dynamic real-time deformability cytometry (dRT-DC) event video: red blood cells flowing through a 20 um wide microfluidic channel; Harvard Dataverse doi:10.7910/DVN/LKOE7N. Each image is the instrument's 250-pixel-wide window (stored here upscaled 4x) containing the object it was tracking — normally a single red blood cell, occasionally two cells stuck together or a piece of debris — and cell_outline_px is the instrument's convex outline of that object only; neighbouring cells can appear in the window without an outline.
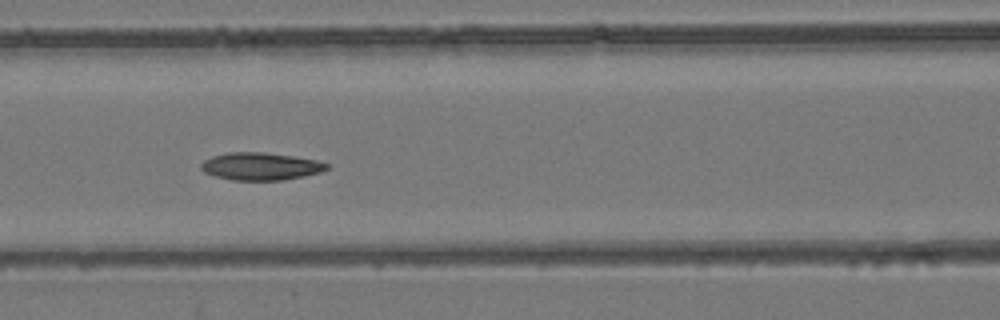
{"species": "common noctule bat (a hibernating species)", "species_latin": "Nyctalus noctula", "temperature_condition": "room temperature", "stored_images_in_passage": 9, "camera_frame_rate_fps": 3000, "um_per_image_px": 0.085, "animal": {"sex": "female", "body_mass_g": 24.6, "forearm_length_mm": 56.2}, "frame": {"image": 1, "passage_image": 7, "time_ms": 7.667, "image_size_px": [1000, 320], "cell_outline_px": [[328, 168], [320, 172], [304, 176], [284, 180], [232, 180], [216, 176], [204, 172], [200, 168], [200, 164], [204, 160], [212, 156], [228, 152], [264, 152], [292, 156], [316, 160], [328, 164]], "centroid_in_image_um": [22.12, 14.14], "position_along_channel_um": 144.5, "area_um2": 20.11}}
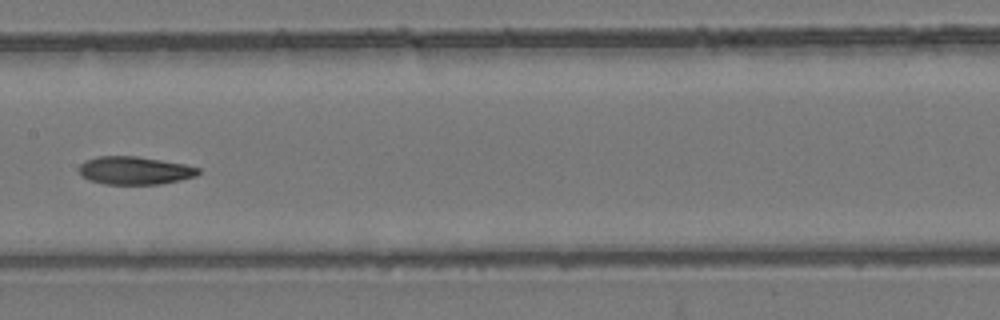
{"frame": {"image": 2, "passage_image": 8, "time_ms": 9.0, "image_size_px": [1000, 320], "cell_outline_px": [[200, 172], [196, 176], [180, 180], [160, 184], [104, 184], [88, 180], [80, 176], [76, 168], [84, 160], [96, 156], [136, 156], [184, 164], [200, 168]], "centroid_in_image_um": [11.38, 14.49], "position_along_channel_um": 196.0, "area_um2": 19.71}}
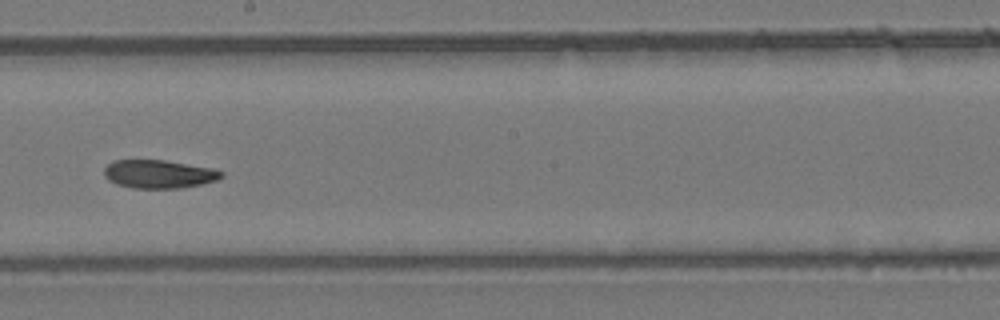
{"frame": {"image": 3, "passage_image": 9, "time_ms": 10.0, "image_size_px": [1000, 320], "cell_outline_px": [[224, 176], [216, 180], [200, 184], [180, 188], [132, 188], [116, 184], [108, 180], [104, 176], [104, 168], [108, 164], [116, 160], [164, 160], [212, 168], [224, 172]], "centroid_in_image_um": [13.49, 14.8], "position_along_channel_um": 234.7, "area_um2": 19.31}}